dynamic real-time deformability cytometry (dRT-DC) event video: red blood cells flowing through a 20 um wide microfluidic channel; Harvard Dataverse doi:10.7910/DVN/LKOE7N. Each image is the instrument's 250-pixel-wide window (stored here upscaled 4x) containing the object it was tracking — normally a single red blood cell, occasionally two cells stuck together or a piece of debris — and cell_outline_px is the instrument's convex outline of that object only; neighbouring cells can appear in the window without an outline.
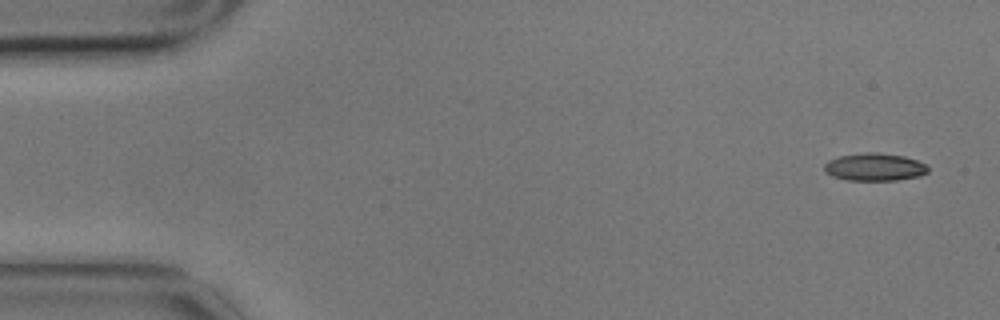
{"species": "common noctule bat (a hibernating species)", "species_latin": "Nyctalus noctula", "temperature_condition": "cold", "stored_images_in_passage": 7, "camera_frame_rate_fps": 3000, "um_per_image_px": 0.085, "animal": {"sex": "male", "body_mass_g": 17.9}, "frame": {"image": 1, "passage_image": 1, "time_ms": 0.0, "image_size_px": [1000, 320], "cell_outline_px": [[928, 172], [920, 176], [896, 180], [848, 180], [832, 176], [824, 172], [824, 164], [828, 160], [840, 156], [868, 152], [876, 152], [904, 156], [916, 160], [924, 164], [928, 168]], "centroid_in_image_um": [74.32, 14.2], "position_along_channel_um": 10.7, "area_um2": 16.65}}